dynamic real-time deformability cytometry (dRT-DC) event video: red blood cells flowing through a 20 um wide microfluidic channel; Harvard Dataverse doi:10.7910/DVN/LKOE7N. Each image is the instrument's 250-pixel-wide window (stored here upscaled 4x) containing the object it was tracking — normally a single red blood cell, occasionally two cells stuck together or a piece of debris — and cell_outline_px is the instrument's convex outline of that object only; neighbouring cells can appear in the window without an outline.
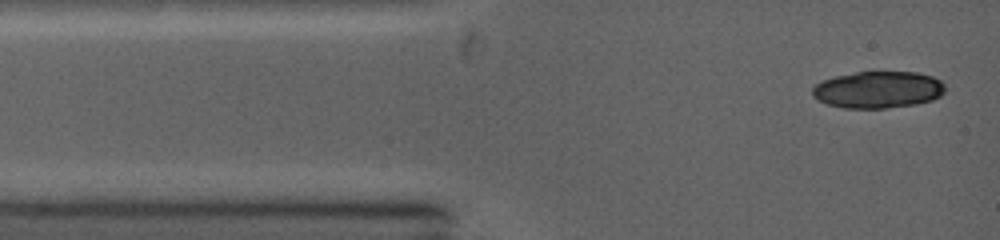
{"species": "common noctule bat (a hibernating species)", "species_latin": "Nyctalus noctula", "temperature_condition": "warm", "stored_images_in_passage": 8, "camera_frame_rate_fps": 5000, "um_per_image_px": 0.085, "animal": {"sex": "female", "body_mass_g": 19.0, "forearm_length_mm": 53.3}, "frame": {"image": 1, "passage_image": 1, "time_ms": 0.0, "image_size_px": [1000, 240], "cell_outline_px": [[944, 92], [940, 96], [932, 100], [916, 104], [884, 108], [844, 108], [828, 104], [820, 100], [812, 92], [812, 88], [816, 84], [824, 80], [836, 76], [856, 72], [916, 72], [932, 76], [940, 80], [944, 84]], "centroid_in_image_um": [74.67, 7.62], "position_along_channel_um": 10.3, "area_um2": 28.26}}